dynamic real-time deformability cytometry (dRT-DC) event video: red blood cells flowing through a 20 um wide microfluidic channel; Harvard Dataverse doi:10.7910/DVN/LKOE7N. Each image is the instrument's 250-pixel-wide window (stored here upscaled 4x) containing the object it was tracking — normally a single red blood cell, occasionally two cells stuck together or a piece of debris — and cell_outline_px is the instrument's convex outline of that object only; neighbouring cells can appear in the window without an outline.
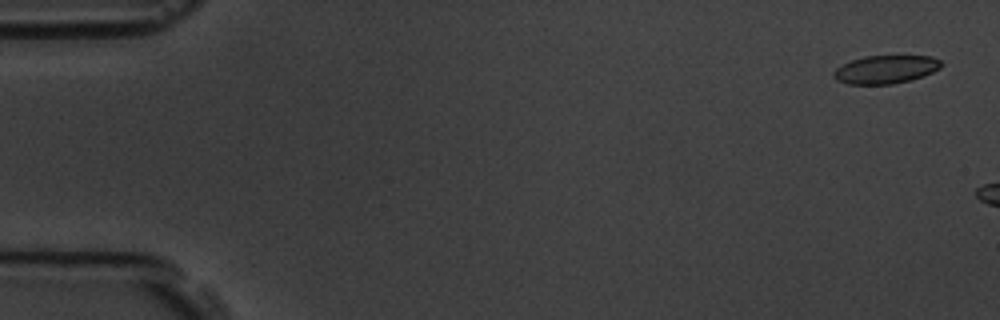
{"species": "common noctule bat (a hibernating species)", "species_latin": "Nyctalus noctula", "temperature_condition": "room temperature", "stored_images_in_passage": 2, "camera_frame_rate_fps": 3000, "um_per_image_px": 0.085, "animal": {"sex": "male", "body_mass_g": 19.5, "forearm_length_mm": 54.6}, "frame": {"image": 1, "passage_image": 1, "time_ms": 0.0, "image_size_px": [1000, 320], "cell_outline_px": [[944, 64], [940, 68], [924, 76], [912, 80], [892, 84], [848, 84], [836, 80], [832, 76], [832, 72], [836, 68], [852, 60], [864, 56], [932, 56], [940, 60]], "centroid_in_image_um": [75.29, 5.9], "position_along_channel_um": 9.7, "area_um2": 17.8}}